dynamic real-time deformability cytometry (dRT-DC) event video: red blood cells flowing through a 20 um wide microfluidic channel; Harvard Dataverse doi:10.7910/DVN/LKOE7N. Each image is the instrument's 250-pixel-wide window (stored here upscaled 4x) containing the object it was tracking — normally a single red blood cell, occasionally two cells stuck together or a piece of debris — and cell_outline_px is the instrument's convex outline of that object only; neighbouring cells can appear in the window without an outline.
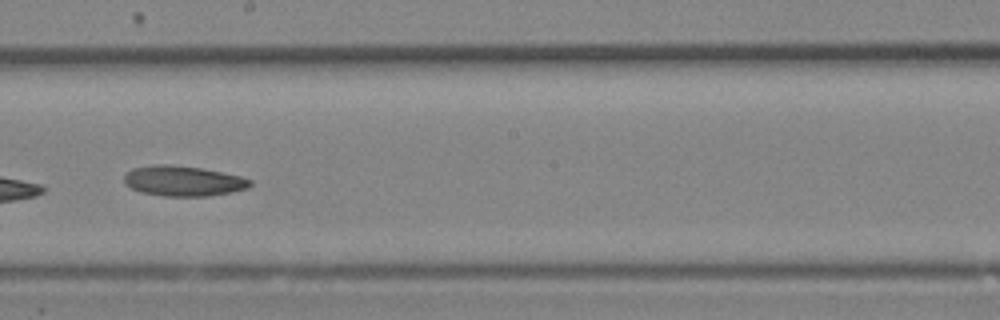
{"species": "Egyptian fruit bat (a non-hibernating species)", "species_latin": "Rousettus aegyptiacus", "temperature_condition": "room temperature", "stored_images_in_passage": 18, "camera_frame_rate_fps": 3000, "um_per_image_px": 0.085, "animal": {"sex": "female"}, "frame": {"image": 1, "passage_image": 11, "time_ms": 3.333, "image_size_px": [1000, 320], "cell_outline_px": [[252, 184], [248, 188], [232, 192], [208, 196], [164, 196], [140, 192], [124, 184], [124, 176], [132, 168], [152, 164], [172, 164], [200, 168], [240, 176], [252, 180]], "centroid_in_image_um": [15.56, 15.38], "position_along_channel_um": 232.6, "area_um2": 22.31}}